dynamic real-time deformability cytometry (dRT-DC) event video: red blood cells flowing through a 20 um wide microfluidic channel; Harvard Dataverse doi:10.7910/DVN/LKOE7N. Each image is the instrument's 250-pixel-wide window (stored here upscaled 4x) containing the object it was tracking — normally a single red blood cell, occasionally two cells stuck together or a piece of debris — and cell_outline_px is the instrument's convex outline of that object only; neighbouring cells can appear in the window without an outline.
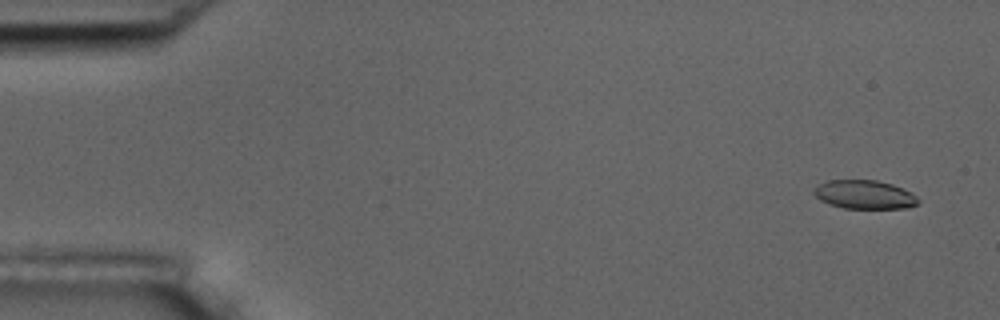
{"species": "common noctule bat (a hibernating species)", "species_latin": "Nyctalus noctula", "temperature_condition": "room temperature", "stored_images_in_passage": 55, "camera_frame_rate_fps": 3000, "um_per_image_px": 0.085, "animal": {"sex": "male", "body_mass_g": 17.5, "forearm_length_mm": 52.3}, "frame": {"image": 1, "passage_image": 3, "time_ms": 0.667, "image_size_px": [1000, 320], "cell_outline_px": [[920, 204], [904, 208], [844, 208], [820, 200], [812, 192], [816, 184], [828, 180], [876, 180], [892, 184], [912, 192], [920, 200]], "centroid_in_image_um": [73.49, 16.53], "position_along_channel_um": 11.5, "area_um2": 17.51}}
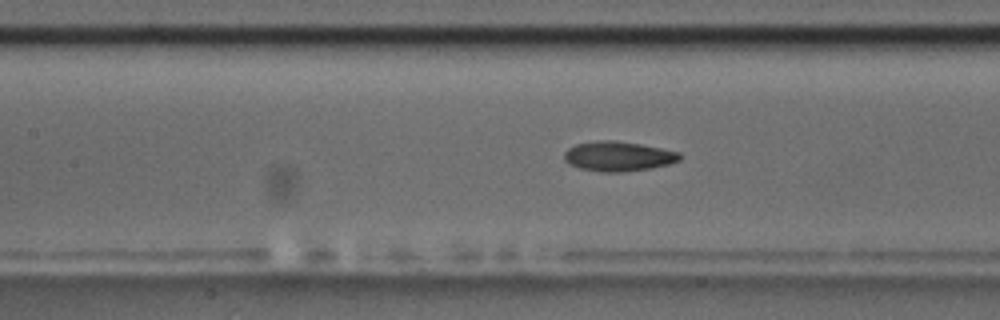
{"frame": {"image": 2, "passage_image": 25, "time_ms": 8.0, "image_size_px": [1000, 320], "cell_outline_px": [[680, 160], [668, 164], [648, 168], [620, 172], [600, 172], [580, 168], [568, 164], [564, 160], [564, 152], [568, 148], [576, 144], [596, 140], [612, 140], [640, 144], [680, 152]], "centroid_in_image_um": [52.5, 13.28], "position_along_channel_um": 154.9, "area_um2": 19.94}}
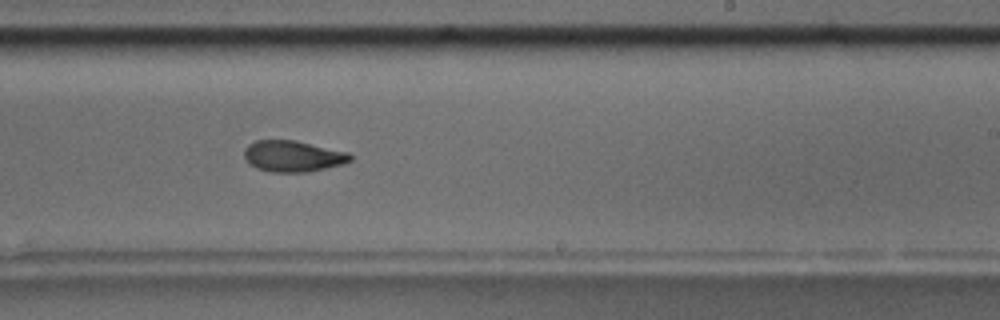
{"frame": {"image": 3, "passage_image": 34, "time_ms": 11.0, "image_size_px": [1000, 320], "cell_outline_px": [[352, 160], [340, 164], [308, 172], [272, 172], [256, 168], [248, 164], [244, 156], [244, 148], [248, 144], [256, 140], [296, 140], [348, 152], [352, 156]], "centroid_in_image_um": [24.85, 13.27], "position_along_channel_um": 264.1, "area_um2": 19.31}, "authors_computed_cell_mechanics": {"area_um2": 19.4786, "velocity_mm_per_s": 3.6636, "shape_relaxation_time_tau1_ms": 5.3275, "shape_relaxation_time_tau2_ms": 3.7781, "deformation_change_tau1": 0.1764, "deformation_change_tau2": 0.1016}}